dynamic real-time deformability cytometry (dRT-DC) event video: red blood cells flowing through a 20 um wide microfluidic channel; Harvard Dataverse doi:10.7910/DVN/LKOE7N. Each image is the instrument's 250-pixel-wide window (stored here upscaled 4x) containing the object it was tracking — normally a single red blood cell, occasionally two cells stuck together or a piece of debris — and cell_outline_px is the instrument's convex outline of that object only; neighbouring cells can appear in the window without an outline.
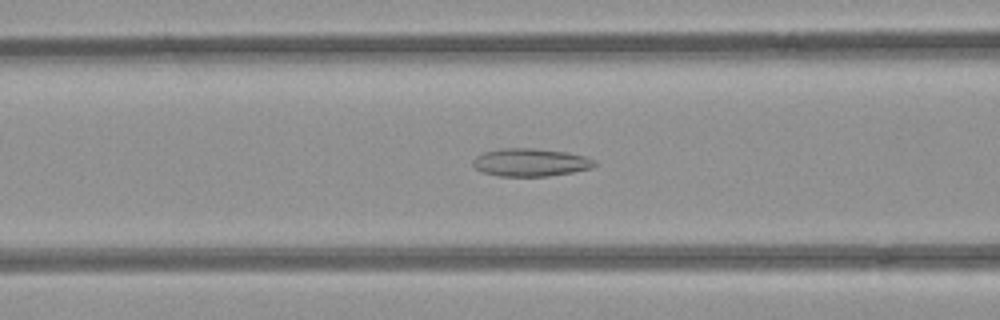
{"species": "common noctule bat (a hibernating species)", "species_latin": "Nyctalus noctula", "temperature_condition": "room temperature", "stored_images_in_passage": 50, "camera_frame_rate_fps": 3000, "um_per_image_px": 0.085, "animal": {"sex": "female", "body_mass_g": 21.9}, "frame": {"image": 1, "passage_image": 19, "time_ms": 6.0, "image_size_px": [1000, 320], "cell_outline_px": [[596, 164], [592, 168], [572, 172], [548, 176], [496, 176], [484, 172], [476, 168], [472, 164], [472, 160], [476, 156], [484, 152], [500, 148], [532, 148], [568, 152], [584, 156], [596, 160]], "centroid_in_image_um": [45.09, 13.8], "position_along_channel_um": 121.5, "area_um2": 19.83}}
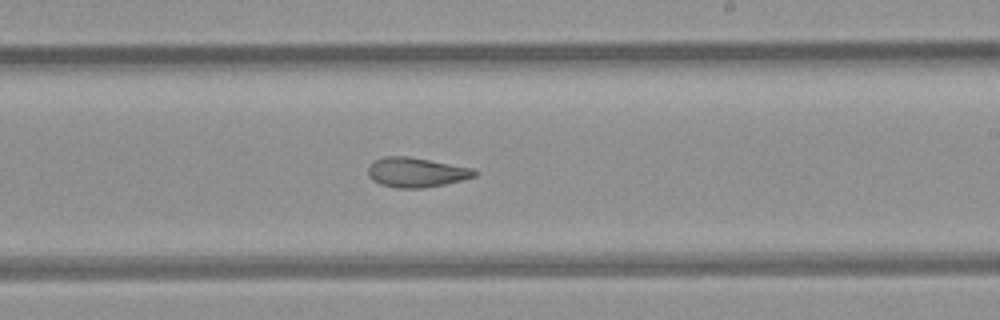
{"frame": {"image": 2, "passage_image": 29, "time_ms": 9.333, "image_size_px": [1000, 320], "cell_outline_px": [[480, 172], [476, 176], [444, 184], [424, 188], [396, 188], [380, 184], [372, 180], [368, 176], [368, 168], [376, 160], [384, 156], [408, 156], [472, 168]], "centroid_in_image_um": [35.38, 14.65], "position_along_channel_um": 253.6, "area_um2": 18.32}}
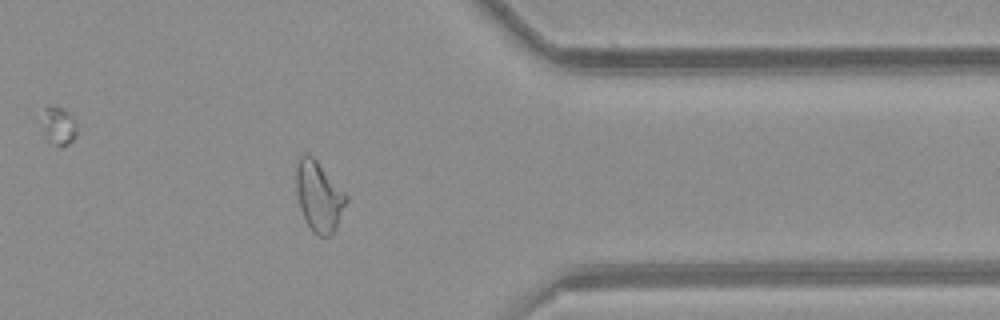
{"frame": {"image": 3, "passage_image": 40, "time_ms": 13.0, "image_size_px": [1000, 320], "cell_outline_px": [[348, 200], [336, 228], [328, 236], [320, 236], [312, 232], [300, 208], [296, 192], [296, 164], [300, 156], [304, 152], [308, 152], [316, 160], [348, 196]], "centroid_in_image_um": [27.09, 16.67], "position_along_channel_um": 384.3, "area_um2": 20.35}, "authors_computed_cell_mechanics": {"area_um2": 20.7213, "velocity_mm_per_s": 3.962, "shape_relaxation_time_tau1_ms": null, "shape_relaxation_time_tau2_ms": 4.5211, "deformation_change_tau1": null, "deformation_change_tau2": 0.1355}}